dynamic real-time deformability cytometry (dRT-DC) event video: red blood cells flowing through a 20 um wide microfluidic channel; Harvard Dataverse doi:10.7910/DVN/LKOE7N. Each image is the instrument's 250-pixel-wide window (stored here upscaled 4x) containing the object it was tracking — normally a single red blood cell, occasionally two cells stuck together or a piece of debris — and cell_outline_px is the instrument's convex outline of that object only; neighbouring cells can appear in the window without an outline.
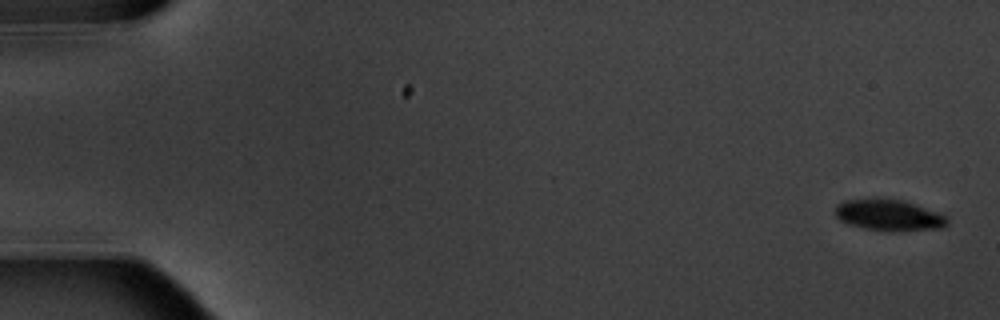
{"species": "common noctule bat (a hibernating species)", "species_latin": "Nyctalus noctula", "temperature_condition": "warm", "stored_images_in_passage": 10, "camera_frame_rate_fps": 3000, "um_per_image_px": 0.085, "animal": {"sex": "male", "body_mass_g": 20.1, "forearm_length_mm": 53.5}, "frame": {"image": 1, "passage_image": 1, "time_ms": 0.0, "image_size_px": [1000, 320], "cell_outline_px": [[948, 224], [944, 228], [896, 232], [888, 232], [864, 228], [848, 224], [840, 220], [836, 216], [836, 204], [844, 200], [876, 196], [880, 196], [904, 200], [916, 204], [944, 216], [948, 220]], "centroid_in_image_um": [75.52, 18.26], "position_along_channel_um": 9.5, "area_um2": 21.1}}
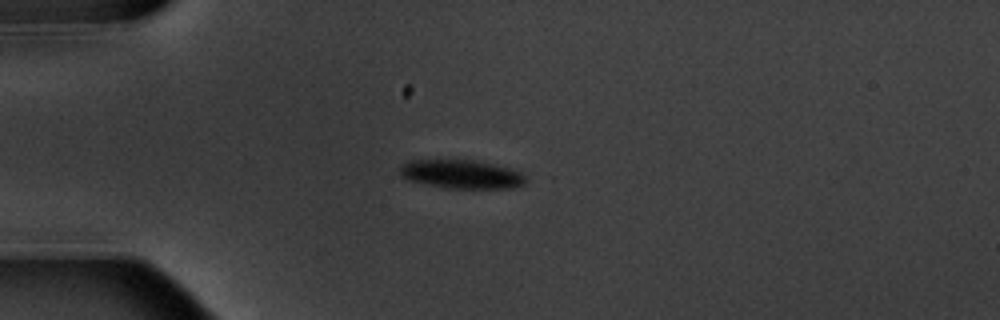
{"frame": {"image": 2, "passage_image": 5, "time_ms": 4.667, "image_size_px": [1000, 320], "cell_outline_px": [[528, 180], [524, 184], [512, 188], [448, 188], [408, 180], [400, 172], [400, 168], [408, 160], [476, 160], [508, 168], [520, 172]], "centroid_in_image_um": [39.25, 14.8], "position_along_channel_um": 45.7, "area_um2": 20.75}}